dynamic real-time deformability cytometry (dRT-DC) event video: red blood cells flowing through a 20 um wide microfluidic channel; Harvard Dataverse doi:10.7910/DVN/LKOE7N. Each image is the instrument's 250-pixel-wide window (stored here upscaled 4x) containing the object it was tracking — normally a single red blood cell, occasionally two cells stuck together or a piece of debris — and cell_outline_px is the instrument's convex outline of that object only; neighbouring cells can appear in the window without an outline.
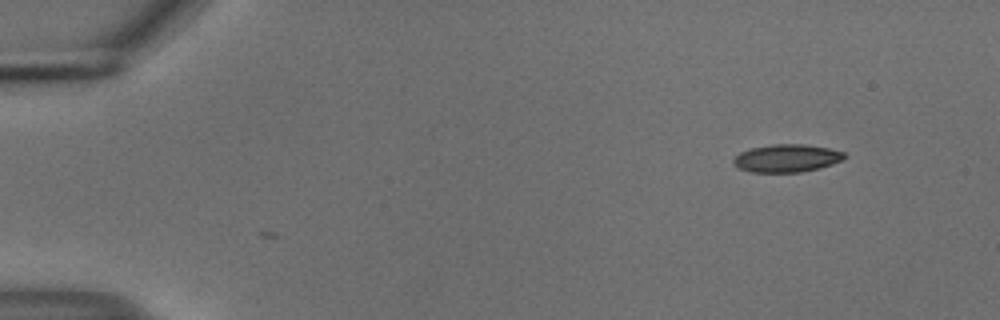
{"species": "common noctule bat (a hibernating species)", "species_latin": "Nyctalus noctula", "temperature_condition": "cold", "stored_images_in_passage": 3, "camera_frame_rate_fps": 3000, "um_per_image_px": 0.085, "animal": {"sex": "male", "body_mass_g": 18.8}, "frame": {"image": 1, "passage_image": 1, "time_ms": 0.0, "image_size_px": [1000, 320], "cell_outline_px": [[848, 156], [844, 160], [820, 168], [800, 172], [752, 172], [740, 168], [732, 160], [740, 152], [752, 148], [772, 144], [804, 144], [828, 148], [844, 152]], "centroid_in_image_um": [66.93, 13.44], "position_along_channel_um": 18.1, "area_um2": 17.92}}